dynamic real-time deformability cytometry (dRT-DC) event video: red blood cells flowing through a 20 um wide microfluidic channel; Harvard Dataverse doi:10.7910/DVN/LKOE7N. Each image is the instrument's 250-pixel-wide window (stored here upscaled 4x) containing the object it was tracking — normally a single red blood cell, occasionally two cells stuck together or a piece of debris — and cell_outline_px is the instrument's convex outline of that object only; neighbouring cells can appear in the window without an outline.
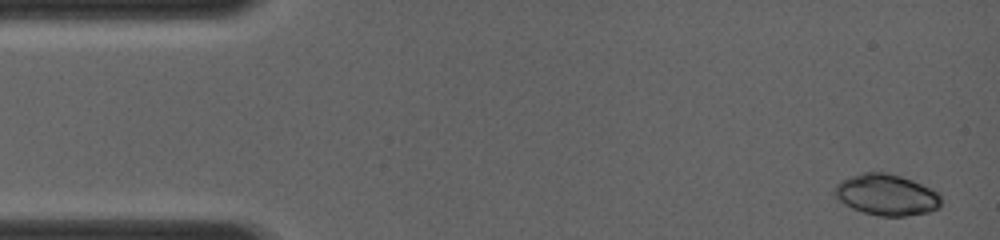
{"species": "common noctule bat (a hibernating species)", "species_latin": "Nyctalus noctula", "temperature_condition": "room temperature", "stored_images_in_passage": 8, "camera_frame_rate_fps": 4000, "um_per_image_px": 0.085, "animal": {"sex": "female", "body_mass_g": 19.0, "forearm_length_mm": 56.7}, "frame": {"image": 1, "passage_image": 1, "time_ms": 0.0, "image_size_px": [1000, 240], "cell_outline_px": [[940, 204], [936, 208], [928, 212], [904, 216], [880, 216], [864, 212], [852, 208], [844, 204], [832, 196], [832, 188], [840, 180], [864, 172], [884, 172], [900, 176], [912, 180], [936, 192], [940, 196]], "centroid_in_image_um": [75.26, 16.55], "position_along_channel_um": 9.7, "area_um2": 25.43}}
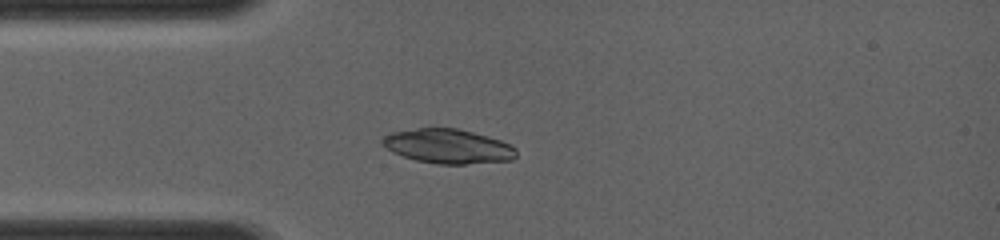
{"frame": {"image": 2, "passage_image": 7, "time_ms": 3.0, "image_size_px": [1000, 240], "cell_outline_px": [[516, 156], [512, 160], [464, 164], [440, 164], [416, 160], [392, 152], [380, 144], [380, 140], [384, 136], [392, 132], [420, 128], [456, 128], [488, 136], [500, 140], [516, 148]], "centroid_in_image_um": [38.06, 12.43], "position_along_channel_um": 46.9, "area_um2": 26.7}}